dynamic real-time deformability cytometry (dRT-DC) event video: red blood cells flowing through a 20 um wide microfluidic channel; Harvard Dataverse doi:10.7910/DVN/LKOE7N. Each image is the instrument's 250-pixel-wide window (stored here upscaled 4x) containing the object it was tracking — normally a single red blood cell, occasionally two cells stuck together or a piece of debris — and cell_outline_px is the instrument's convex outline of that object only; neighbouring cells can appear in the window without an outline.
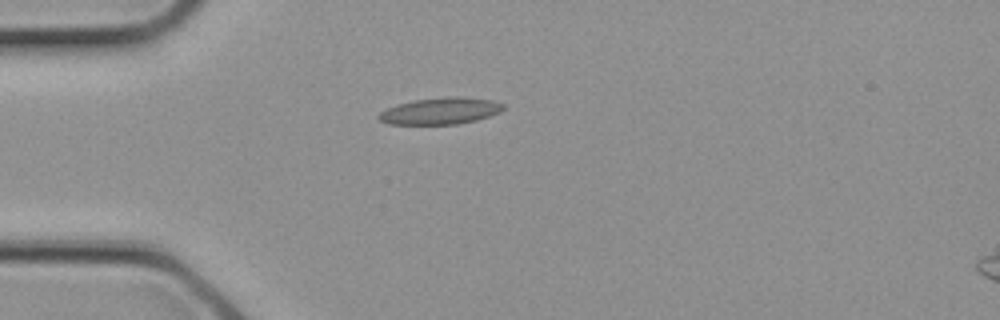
{"species": "common noctule bat (a hibernating species)", "species_latin": "Nyctalus noctula", "temperature_condition": "cold", "stored_images_in_passage": 4, "camera_frame_rate_fps": 3000, "um_per_image_px": 0.085, "animal": {"sex": "female", "body_mass_g": 21.9}, "frame": {"image": 1, "passage_image": 3, "time_ms": 0.667, "image_size_px": [1000, 320], "cell_outline_px": [[504, 108], [500, 112], [476, 120], [456, 124], [388, 124], [380, 120], [376, 116], [380, 112], [396, 104], [412, 100], [448, 96], [460, 96], [492, 100], [504, 104]], "centroid_in_image_um": [37.42, 9.42], "position_along_channel_um": 47.6, "area_um2": 19.42}}